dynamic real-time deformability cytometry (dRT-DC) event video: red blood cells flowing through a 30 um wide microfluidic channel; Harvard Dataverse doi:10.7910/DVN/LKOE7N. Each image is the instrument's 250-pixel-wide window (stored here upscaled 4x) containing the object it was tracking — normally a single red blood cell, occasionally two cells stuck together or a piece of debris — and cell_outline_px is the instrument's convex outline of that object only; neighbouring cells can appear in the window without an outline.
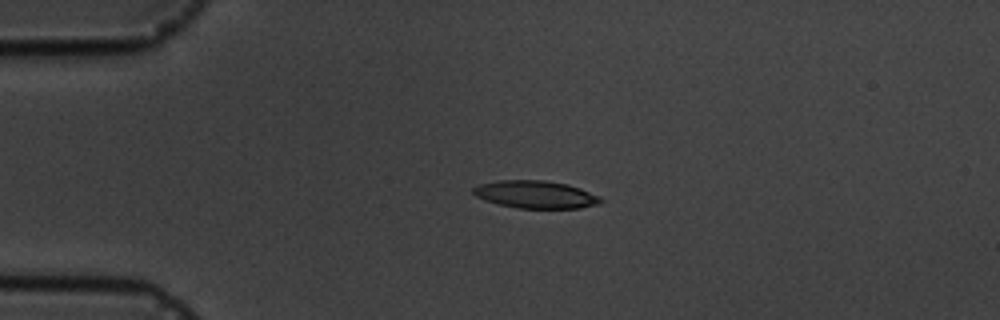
{"species": "common noctule bat (a hibernating species)", "species_latin": "Nyctalus noctula", "temperature_condition": "cold", "stored_images_in_passage": 4, "camera_frame_rate_fps": 3000, "um_per_image_px": 0.085, "animal": {"sex": "male", "body_mass_g": 19.5, "forearm_length_mm": 54.6}, "frame": {"image": 1, "passage_image": 3, "time_ms": 2.333, "image_size_px": [1000, 320], "cell_outline_px": [[604, 200], [600, 204], [580, 208], [520, 208], [500, 204], [484, 200], [476, 196], [472, 192], [472, 188], [480, 184], [500, 180], [544, 180], [568, 184], [580, 188], [600, 196]], "centroid_in_image_um": [45.56, 16.53], "position_along_channel_um": 39.4, "area_um2": 20.52}}